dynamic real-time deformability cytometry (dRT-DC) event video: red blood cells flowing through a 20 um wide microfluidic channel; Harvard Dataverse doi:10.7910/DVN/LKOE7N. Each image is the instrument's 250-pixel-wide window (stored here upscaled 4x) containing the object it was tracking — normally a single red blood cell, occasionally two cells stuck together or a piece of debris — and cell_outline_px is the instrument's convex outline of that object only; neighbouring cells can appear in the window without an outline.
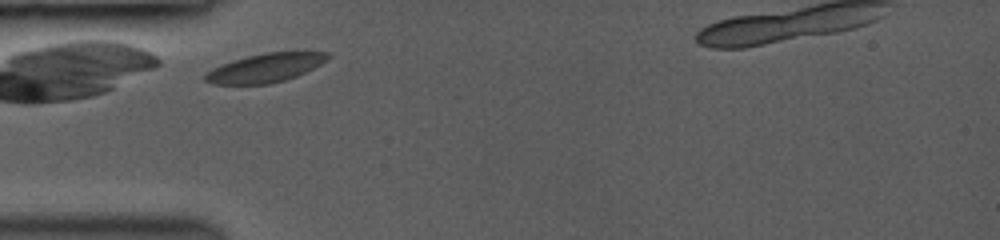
{"species": "common noctule bat (a hibernating species)", "species_latin": "Nyctalus noctula", "temperature_condition": "room temperature", "stored_images_in_passage": 4, "camera_frame_rate_fps": 3000, "um_per_image_px": 0.085, "animal": {"sex": "female", "body_mass_g": 19.0, "forearm_length_mm": 53.3}, "frame": {"image": 1, "passage_image": 2, "time_ms": 0.333, "image_size_px": [1000, 240], "cell_outline_px": [[332, 56], [328, 60], [296, 76], [284, 80], [268, 84], [212, 84], [204, 80], [204, 72], [212, 68], [232, 60], [264, 52], [332, 52]], "centroid_in_image_um": [22.54, 5.76], "position_along_channel_um": 62.5, "area_um2": 20.58}}